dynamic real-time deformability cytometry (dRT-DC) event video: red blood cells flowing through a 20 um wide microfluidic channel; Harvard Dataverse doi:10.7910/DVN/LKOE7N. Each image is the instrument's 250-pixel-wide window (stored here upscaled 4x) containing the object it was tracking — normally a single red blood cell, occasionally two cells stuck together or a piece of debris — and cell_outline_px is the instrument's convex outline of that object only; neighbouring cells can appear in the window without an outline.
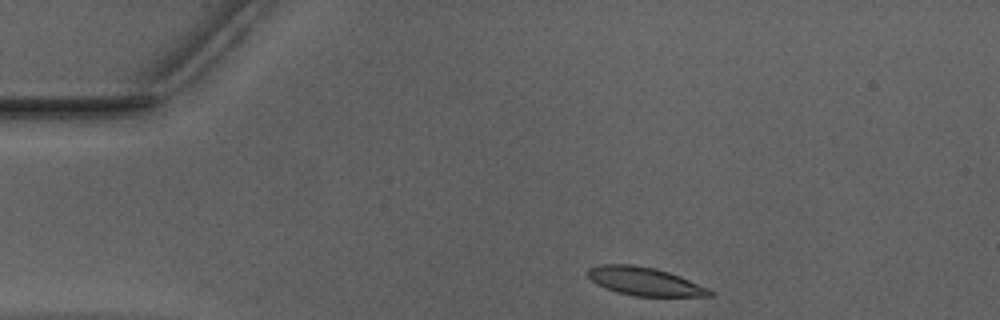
{"species": "Egyptian fruit bat (a non-hibernating species)", "species_latin": "Rousettus aegyptiacus", "temperature_condition": "warm", "stored_images_in_passage": 35, "camera_frame_rate_fps": 3000, "um_per_image_px": 0.085, "animal": {"sex": "male"}, "frame": {"image": 1, "passage_image": 1, "time_ms": 0.0, "image_size_px": [1000, 320], "cell_outline_px": [[712, 296], [636, 296], [616, 292], [604, 288], [596, 284], [588, 276], [588, 268], [604, 264], [632, 264], [656, 268], [680, 276], [708, 288], [712, 292]], "centroid_in_image_um": [54.77, 23.91], "position_along_channel_um": 30.2, "area_um2": 20.0}}
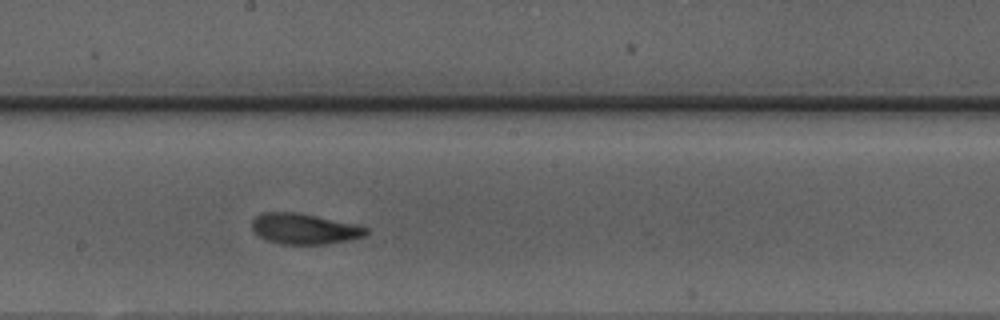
{"frame": {"image": 2, "passage_image": 20, "time_ms": 6.333, "image_size_px": [1000, 320], "cell_outline_px": [[368, 232], [364, 236], [348, 240], [324, 244], [284, 244], [268, 240], [260, 236], [252, 228], [252, 220], [256, 216], [264, 212], [296, 212], [356, 224], [368, 228]], "centroid_in_image_um": [25.88, 19.44], "position_along_channel_um": 222.3, "area_um2": 20.11}}
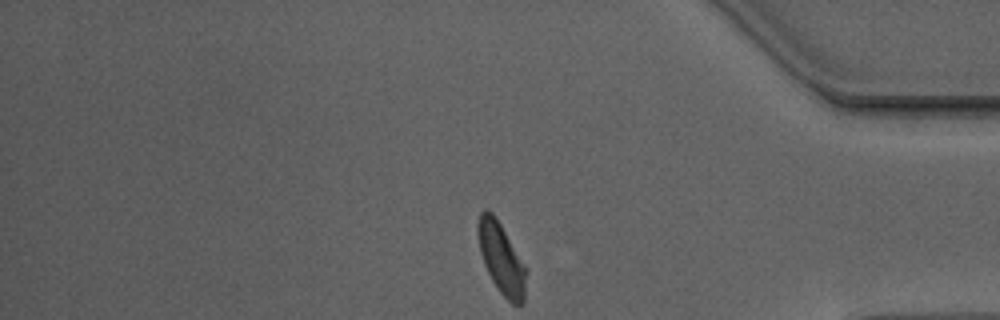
{"frame": {"image": 3, "passage_image": 35, "time_ms": 11.333, "image_size_px": [1000, 320], "cell_outline_px": [[528, 272], [524, 304], [512, 304], [500, 292], [492, 280], [484, 264], [480, 252], [476, 224], [480, 212], [484, 208], [488, 208], [496, 216], [528, 268]], "centroid_in_image_um": [42.64, 21.94], "position_along_channel_um": 392.6, "area_um2": 20.52}, "authors_computed_cell_mechanics": {"area_um2": 20.3456, "velocity_mm_per_s": 3.9298, "shape_relaxation_time_tau1_ms": 4.2793, "shape_relaxation_time_tau2_ms": 2.0193, "deformation_change_tau1": 0.144, "deformation_change_tau2": 0.0928}}